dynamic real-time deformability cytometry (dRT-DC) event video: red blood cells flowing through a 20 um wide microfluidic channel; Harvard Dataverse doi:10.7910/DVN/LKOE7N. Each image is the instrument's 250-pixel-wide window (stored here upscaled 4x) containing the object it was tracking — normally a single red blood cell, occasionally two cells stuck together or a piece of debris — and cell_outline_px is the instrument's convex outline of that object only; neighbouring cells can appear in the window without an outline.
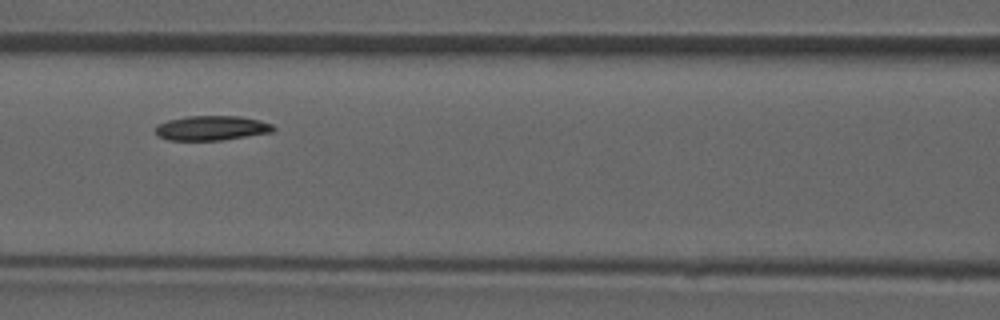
{"species": "common noctule bat (a hibernating species)", "species_latin": "Nyctalus noctula", "temperature_condition": "room temperature", "stored_images_in_passage": 11, "camera_frame_rate_fps": 3000, "um_per_image_px": 0.085, "animal": {"sex": "male", "forearm_length_mm": 52.5}, "frame": {"image": 1, "passage_image": 9, "time_ms": 10.0, "image_size_px": [1000, 320], "cell_outline_px": [[276, 128], [272, 132], [220, 140], [168, 140], [156, 136], [156, 124], [168, 120], [188, 116], [240, 116], [260, 120], [272, 124]], "centroid_in_image_um": [17.96, 10.88], "position_along_channel_um": 148.6, "area_um2": 16.94}}